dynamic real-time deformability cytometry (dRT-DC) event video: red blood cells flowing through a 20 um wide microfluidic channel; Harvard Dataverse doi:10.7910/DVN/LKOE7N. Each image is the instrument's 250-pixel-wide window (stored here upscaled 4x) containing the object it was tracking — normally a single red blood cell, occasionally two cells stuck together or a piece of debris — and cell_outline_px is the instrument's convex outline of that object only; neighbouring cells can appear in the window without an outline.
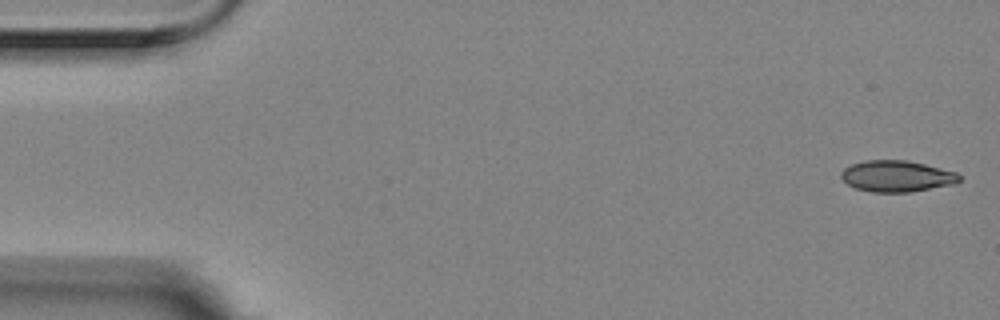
{"species": "Egyptian fruit bat (a non-hibernating species)", "species_latin": "Rousettus aegyptiacus", "temperature_condition": "room temperature", "stored_images_in_passage": 6, "segment_of_instrument_passage": [1, 2], "camera_frame_rate_fps": 3000, "um_per_image_px": 0.085, "animal": {"sex": "female"}, "frame": {"image": 1, "passage_image": 1, "time_ms": 0.0, "image_size_px": [1000, 320], "cell_outline_px": [[960, 180], [956, 184], [908, 192], [872, 192], [856, 188], [848, 184], [840, 176], [840, 172], [844, 168], [852, 164], [864, 160], [908, 160], [956, 172], [960, 176]], "centroid_in_image_um": [76.22, 14.97], "position_along_channel_um": 8.8, "area_um2": 21.5}}